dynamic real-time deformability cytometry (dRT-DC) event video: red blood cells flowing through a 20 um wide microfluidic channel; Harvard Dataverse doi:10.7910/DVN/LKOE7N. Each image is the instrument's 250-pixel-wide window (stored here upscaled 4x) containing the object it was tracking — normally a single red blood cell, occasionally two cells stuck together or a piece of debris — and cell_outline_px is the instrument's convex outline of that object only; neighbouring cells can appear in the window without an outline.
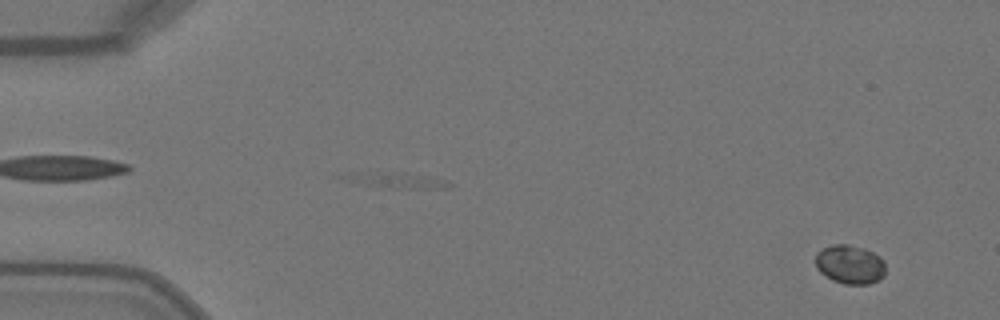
{"species": "Egyptian fruit bat (a non-hibernating species)", "species_latin": "Rousettus aegyptiacus", "temperature_condition": "warm", "stored_images_in_passage": 52, "camera_frame_rate_fps": 3000, "um_per_image_px": 0.085, "animal": {"sex": "female"}, "frame": {"image": 1, "passage_image": 4, "time_ms": 1.0, "image_size_px": [1000, 320], "cell_outline_px": [[884, 276], [880, 280], [868, 284], [844, 284], [832, 280], [824, 276], [816, 268], [816, 252], [832, 244], [848, 244], [864, 248], [880, 256], [884, 260]], "centroid_in_image_um": [72.24, 22.48], "position_along_channel_um": 12.8, "area_um2": 16.07}}
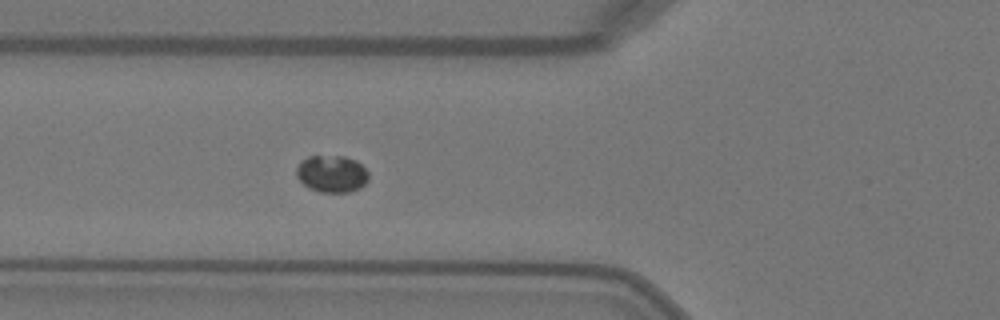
{"frame": {"image": 2, "passage_image": 20, "time_ms": 6.333, "image_size_px": [1000, 320], "cell_outline_px": [[368, 180], [360, 188], [348, 192], [320, 192], [308, 188], [296, 176], [296, 168], [308, 156], [344, 156], [356, 160], [368, 172]], "centroid_in_image_um": [28.21, 14.78], "position_along_channel_um": 97.6, "area_um2": 15.49}}
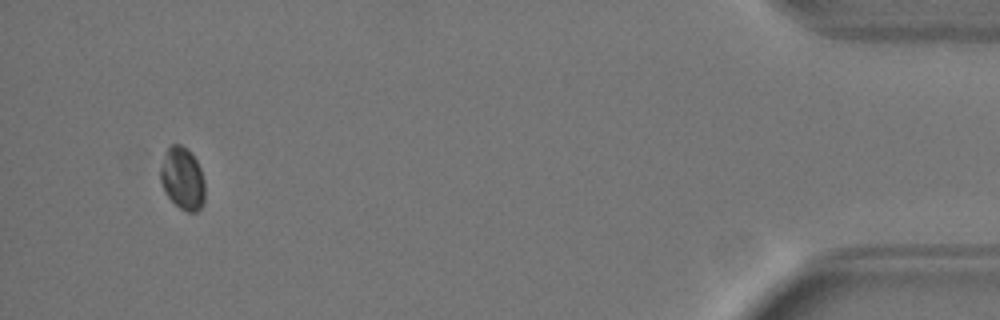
{"frame": {"image": 3, "passage_image": 49, "time_ms": 16.0, "image_size_px": [1000, 320], "cell_outline_px": [[204, 200], [200, 208], [196, 212], [188, 212], [180, 208], [168, 196], [160, 180], [160, 168], [164, 152], [172, 144], [180, 144], [188, 148], [192, 152], [200, 168], [204, 180]], "centroid_in_image_um": [15.51, 15.13], "position_along_channel_um": 419.7, "area_um2": 16.18}}